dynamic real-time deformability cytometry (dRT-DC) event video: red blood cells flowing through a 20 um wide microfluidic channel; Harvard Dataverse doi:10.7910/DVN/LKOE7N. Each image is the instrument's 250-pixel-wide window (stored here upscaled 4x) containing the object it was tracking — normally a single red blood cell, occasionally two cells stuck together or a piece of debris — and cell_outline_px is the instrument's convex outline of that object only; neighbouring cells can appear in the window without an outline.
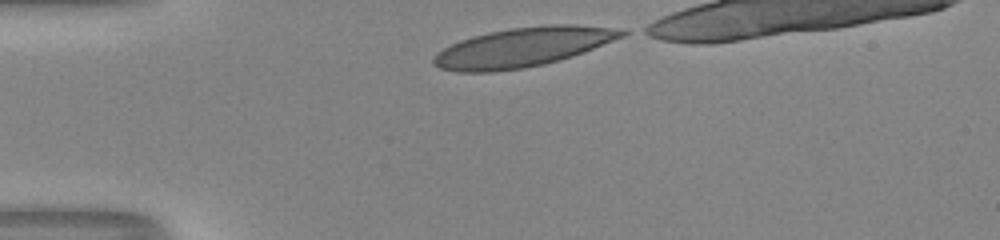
{"species": "human", "species_latin": "Homo sapiens", "temperature_condition": "room temperature", "stored_images_in_passage": 30, "camera_frame_rate_fps": 3000, "um_per_image_px": 0.085, "donor": {"sex": "male"}, "frame": {"image": 1, "passage_image": 1, "time_ms": 0.0, "image_size_px": [1000, 240], "cell_outline_px": [[632, 32], [624, 36], [584, 52], [560, 60], [544, 64], [524, 68], [492, 72], [456, 72], [440, 68], [432, 64], [432, 60], [444, 48], [460, 40], [472, 36], [488, 32], [512, 28], [544, 24], [572, 24], [624, 28]], "centroid_in_image_um": [44.5, 4.0], "position_along_channel_um": 40.5, "area_um2": 43.35}}
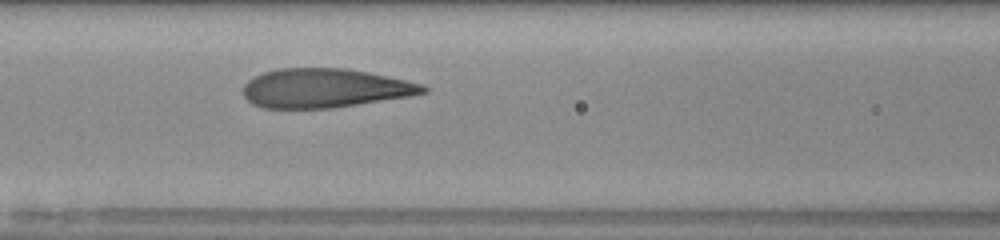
{"frame": {"image": 2, "passage_image": 11, "time_ms": 3.333, "image_size_px": [1000, 240], "cell_outline_px": [[428, 92], [408, 96], [332, 108], [264, 108], [252, 104], [244, 96], [244, 84], [248, 80], [264, 72], [276, 68], [344, 68], [368, 72], [388, 76], [424, 84], [428, 88]], "centroid_in_image_um": [27.6, 7.49], "position_along_channel_um": 139.0, "area_um2": 40.86}}
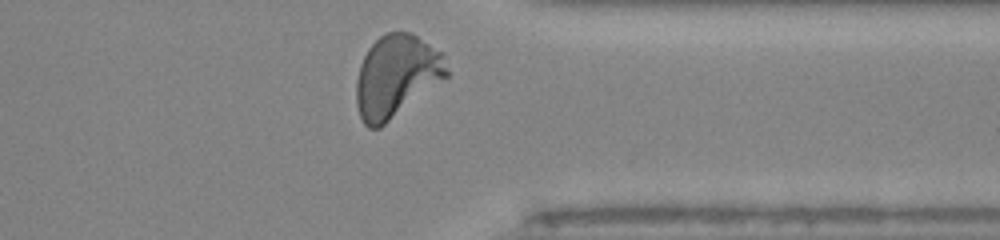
{"frame": {"image": 3, "passage_image": 29, "time_ms": 9.333, "image_size_px": [1000, 240], "cell_outline_px": [[448, 76], [380, 128], [368, 128], [364, 124], [360, 116], [356, 104], [356, 80], [360, 64], [368, 48], [380, 36], [388, 32], [408, 32], [416, 36], [444, 52], [448, 72]], "centroid_in_image_um": [33.69, 6.47], "position_along_channel_um": 377.7, "area_um2": 43.29}, "authors_computed_cell_mechanics": {"area_um2": 41.4137, "velocity_mm_per_s": 4.0499, "shape_relaxation_time_tau1_ms": 3.6346, "shape_relaxation_time_tau2_ms": null, "deformation_change_tau1": 0.2008, "deformation_change_tau2": null}}